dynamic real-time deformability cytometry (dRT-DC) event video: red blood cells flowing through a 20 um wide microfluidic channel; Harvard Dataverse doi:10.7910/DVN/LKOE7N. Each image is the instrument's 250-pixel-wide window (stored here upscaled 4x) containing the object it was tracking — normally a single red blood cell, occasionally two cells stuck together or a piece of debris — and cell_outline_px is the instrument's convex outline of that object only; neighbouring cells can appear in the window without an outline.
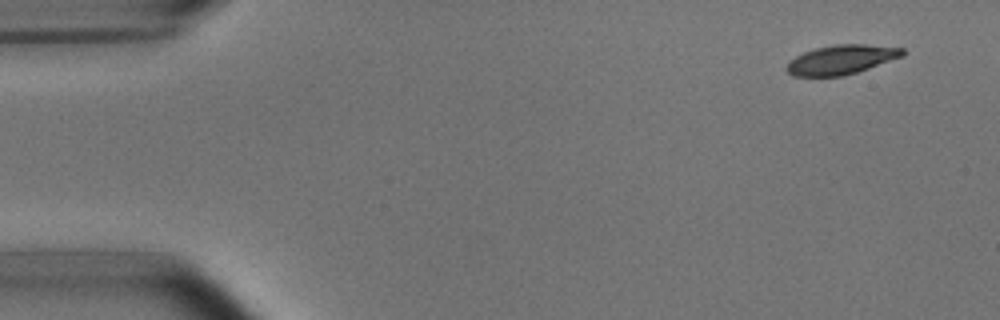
{"species": "common noctule bat (a hibernating species)", "species_latin": "Nyctalus noctula", "temperature_condition": "room temperature", "stored_images_in_passage": 5, "camera_frame_rate_fps": 3000, "um_per_image_px": 0.085, "animal": {"sex": "male", "body_mass_g": 15.6}, "frame": {"image": 1, "passage_image": 1, "time_ms": 0.0, "image_size_px": [1000, 320], "cell_outline_px": [[904, 56], [844, 76], [792, 76], [784, 68], [796, 56], [804, 52], [816, 48], [836, 44], [864, 44], [904, 48]], "centroid_in_image_um": [71.51, 5.07], "position_along_channel_um": 13.5, "area_um2": 19.65}}
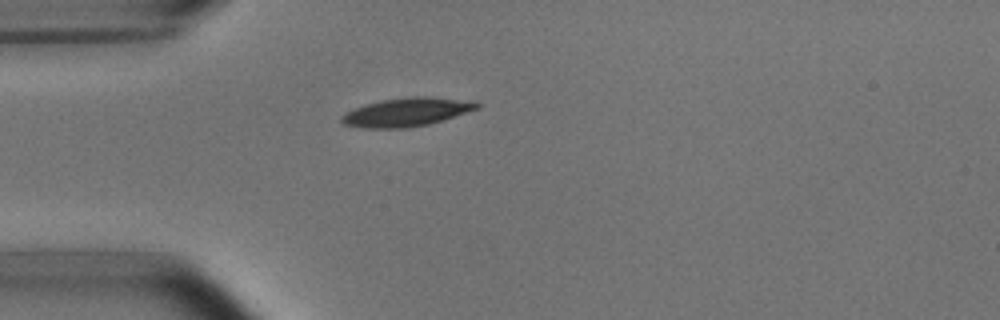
{"frame": {"image": 2, "passage_image": 4, "time_ms": 3.667, "image_size_px": [1000, 320], "cell_outline_px": [[480, 108], [428, 124], [408, 128], [364, 128], [344, 124], [340, 120], [340, 116], [356, 108], [380, 100], [408, 96], [428, 96], [476, 100], [480, 104]], "centroid_in_image_um": [34.62, 9.51], "position_along_channel_um": 50.4, "area_um2": 22.6}}